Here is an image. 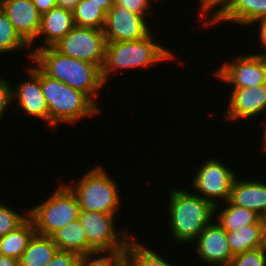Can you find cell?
<instances>
[{"label":"cell","instance_id":"277c9868","mask_svg":"<svg viewBox=\"0 0 266 266\" xmlns=\"http://www.w3.org/2000/svg\"><path fill=\"white\" fill-rule=\"evenodd\" d=\"M41 87L49 109V127L54 133L59 123H78L92 118L100 108L85 93L53 79L41 70Z\"/></svg>","mask_w":266,"mask_h":266},{"label":"cell","instance_id":"7a4b0ae2","mask_svg":"<svg viewBox=\"0 0 266 266\" xmlns=\"http://www.w3.org/2000/svg\"><path fill=\"white\" fill-rule=\"evenodd\" d=\"M169 203L167 202L168 224L172 240L180 244H191L203 231L206 225L215 220V206L199 195L190 193L185 189L173 187L169 190Z\"/></svg>","mask_w":266,"mask_h":266},{"label":"cell","instance_id":"74e56055","mask_svg":"<svg viewBox=\"0 0 266 266\" xmlns=\"http://www.w3.org/2000/svg\"><path fill=\"white\" fill-rule=\"evenodd\" d=\"M57 6L64 9L73 10L79 0H56Z\"/></svg>","mask_w":266,"mask_h":266},{"label":"cell","instance_id":"44dd1931","mask_svg":"<svg viewBox=\"0 0 266 266\" xmlns=\"http://www.w3.org/2000/svg\"><path fill=\"white\" fill-rule=\"evenodd\" d=\"M263 222L244 226L236 231L227 232V239L233 256L245 251L263 247Z\"/></svg>","mask_w":266,"mask_h":266},{"label":"cell","instance_id":"f1b7e54d","mask_svg":"<svg viewBox=\"0 0 266 266\" xmlns=\"http://www.w3.org/2000/svg\"><path fill=\"white\" fill-rule=\"evenodd\" d=\"M229 266H266V250L260 247L237 254Z\"/></svg>","mask_w":266,"mask_h":266},{"label":"cell","instance_id":"6da1fadb","mask_svg":"<svg viewBox=\"0 0 266 266\" xmlns=\"http://www.w3.org/2000/svg\"><path fill=\"white\" fill-rule=\"evenodd\" d=\"M30 61L49 77L85 93L98 106L95 96L104 89L105 83L96 64L64 55L53 46L40 48Z\"/></svg>","mask_w":266,"mask_h":266},{"label":"cell","instance_id":"4fadbf2b","mask_svg":"<svg viewBox=\"0 0 266 266\" xmlns=\"http://www.w3.org/2000/svg\"><path fill=\"white\" fill-rule=\"evenodd\" d=\"M206 225L198 238L194 241L196 254L203 262L209 265L229 266L232 258L231 249L227 239V232L217 221Z\"/></svg>","mask_w":266,"mask_h":266},{"label":"cell","instance_id":"1f68e13d","mask_svg":"<svg viewBox=\"0 0 266 266\" xmlns=\"http://www.w3.org/2000/svg\"><path fill=\"white\" fill-rule=\"evenodd\" d=\"M12 84L6 78H0V119L4 117L5 111L12 108ZM10 106V107H9Z\"/></svg>","mask_w":266,"mask_h":266},{"label":"cell","instance_id":"7c38bea8","mask_svg":"<svg viewBox=\"0 0 266 266\" xmlns=\"http://www.w3.org/2000/svg\"><path fill=\"white\" fill-rule=\"evenodd\" d=\"M33 67H27V80L12 88V102L25 114L41 119L49 126V109L41 87V69L32 61Z\"/></svg>","mask_w":266,"mask_h":266},{"label":"cell","instance_id":"d6986e66","mask_svg":"<svg viewBox=\"0 0 266 266\" xmlns=\"http://www.w3.org/2000/svg\"><path fill=\"white\" fill-rule=\"evenodd\" d=\"M225 203V208H220V202L215 206V218L218 224L226 231H236L244 226L257 223L261 216L247 208L233 204L230 200ZM220 208V210H219ZM219 211V212H218ZM218 213V214H217ZM217 214V216H216Z\"/></svg>","mask_w":266,"mask_h":266},{"label":"cell","instance_id":"b9f144b4","mask_svg":"<svg viewBox=\"0 0 266 266\" xmlns=\"http://www.w3.org/2000/svg\"><path fill=\"white\" fill-rule=\"evenodd\" d=\"M262 56L264 57V59H265V61H266V53H265V54H263Z\"/></svg>","mask_w":266,"mask_h":266},{"label":"cell","instance_id":"d4e9b609","mask_svg":"<svg viewBox=\"0 0 266 266\" xmlns=\"http://www.w3.org/2000/svg\"><path fill=\"white\" fill-rule=\"evenodd\" d=\"M75 26L103 30L106 12L88 0H79L72 10Z\"/></svg>","mask_w":266,"mask_h":266},{"label":"cell","instance_id":"d590c367","mask_svg":"<svg viewBox=\"0 0 266 266\" xmlns=\"http://www.w3.org/2000/svg\"><path fill=\"white\" fill-rule=\"evenodd\" d=\"M0 266H19V260L13 257L0 255Z\"/></svg>","mask_w":266,"mask_h":266},{"label":"cell","instance_id":"f35d334b","mask_svg":"<svg viewBox=\"0 0 266 266\" xmlns=\"http://www.w3.org/2000/svg\"><path fill=\"white\" fill-rule=\"evenodd\" d=\"M266 113V112H265ZM263 150L266 151V121H265V125H264V131H263Z\"/></svg>","mask_w":266,"mask_h":266},{"label":"cell","instance_id":"836d02e7","mask_svg":"<svg viewBox=\"0 0 266 266\" xmlns=\"http://www.w3.org/2000/svg\"><path fill=\"white\" fill-rule=\"evenodd\" d=\"M256 24H258V31H259V44H261V48L263 46L264 51L263 52H259L257 54L263 55L266 53V17H263L261 19H259L258 21L255 22ZM265 47V48H264Z\"/></svg>","mask_w":266,"mask_h":266},{"label":"cell","instance_id":"8992f818","mask_svg":"<svg viewBox=\"0 0 266 266\" xmlns=\"http://www.w3.org/2000/svg\"><path fill=\"white\" fill-rule=\"evenodd\" d=\"M80 207L74 193L62 183L47 199L29 209L36 234L51 237L59 229L79 218Z\"/></svg>","mask_w":266,"mask_h":266},{"label":"cell","instance_id":"f546056e","mask_svg":"<svg viewBox=\"0 0 266 266\" xmlns=\"http://www.w3.org/2000/svg\"><path fill=\"white\" fill-rule=\"evenodd\" d=\"M151 0H114L115 4H118L130 12L135 14L143 15L147 18L151 13L149 9H151L153 5H151Z\"/></svg>","mask_w":266,"mask_h":266},{"label":"cell","instance_id":"3957f363","mask_svg":"<svg viewBox=\"0 0 266 266\" xmlns=\"http://www.w3.org/2000/svg\"><path fill=\"white\" fill-rule=\"evenodd\" d=\"M153 38L155 37L150 33L147 37L135 41L107 42L105 60L101 68L103 82L107 84L111 74H117L123 69L147 68L176 58L175 53Z\"/></svg>","mask_w":266,"mask_h":266},{"label":"cell","instance_id":"e0dca14e","mask_svg":"<svg viewBox=\"0 0 266 266\" xmlns=\"http://www.w3.org/2000/svg\"><path fill=\"white\" fill-rule=\"evenodd\" d=\"M73 13L71 10L62 7L51 8L48 12L41 15V25L37 38L42 37L43 46H34L28 53V58L32 60V55L40 48L53 46L68 32L74 28ZM36 47V48H35Z\"/></svg>","mask_w":266,"mask_h":266},{"label":"cell","instance_id":"ffe728a7","mask_svg":"<svg viewBox=\"0 0 266 266\" xmlns=\"http://www.w3.org/2000/svg\"><path fill=\"white\" fill-rule=\"evenodd\" d=\"M57 251L52 237L35 233L19 259V266H46Z\"/></svg>","mask_w":266,"mask_h":266},{"label":"cell","instance_id":"83f0119b","mask_svg":"<svg viewBox=\"0 0 266 266\" xmlns=\"http://www.w3.org/2000/svg\"><path fill=\"white\" fill-rule=\"evenodd\" d=\"M29 218V210L25 208V212L15 211L10 206L0 203V237L14 231Z\"/></svg>","mask_w":266,"mask_h":266},{"label":"cell","instance_id":"5b68a950","mask_svg":"<svg viewBox=\"0 0 266 266\" xmlns=\"http://www.w3.org/2000/svg\"><path fill=\"white\" fill-rule=\"evenodd\" d=\"M117 185L109 172L97 165L77 182L67 186L76 196L80 211L104 212L116 216L122 200Z\"/></svg>","mask_w":266,"mask_h":266},{"label":"cell","instance_id":"60d3db41","mask_svg":"<svg viewBox=\"0 0 266 266\" xmlns=\"http://www.w3.org/2000/svg\"><path fill=\"white\" fill-rule=\"evenodd\" d=\"M261 221L263 222V224H266V210L261 216Z\"/></svg>","mask_w":266,"mask_h":266},{"label":"cell","instance_id":"cb8c5ba5","mask_svg":"<svg viewBox=\"0 0 266 266\" xmlns=\"http://www.w3.org/2000/svg\"><path fill=\"white\" fill-rule=\"evenodd\" d=\"M126 266H174L157 254L154 249L142 245L133 237L126 248Z\"/></svg>","mask_w":266,"mask_h":266},{"label":"cell","instance_id":"8fae6325","mask_svg":"<svg viewBox=\"0 0 266 266\" xmlns=\"http://www.w3.org/2000/svg\"><path fill=\"white\" fill-rule=\"evenodd\" d=\"M143 15L115 4L106 13L103 32L107 42L135 41L147 37L151 28Z\"/></svg>","mask_w":266,"mask_h":266},{"label":"cell","instance_id":"8d00e7d4","mask_svg":"<svg viewBox=\"0 0 266 266\" xmlns=\"http://www.w3.org/2000/svg\"><path fill=\"white\" fill-rule=\"evenodd\" d=\"M91 3L99 5L106 13L114 5V0H88Z\"/></svg>","mask_w":266,"mask_h":266},{"label":"cell","instance_id":"603a6c76","mask_svg":"<svg viewBox=\"0 0 266 266\" xmlns=\"http://www.w3.org/2000/svg\"><path fill=\"white\" fill-rule=\"evenodd\" d=\"M35 233L33 221L28 218L14 231L0 237V255L13 257L19 260Z\"/></svg>","mask_w":266,"mask_h":266},{"label":"cell","instance_id":"7402d4cb","mask_svg":"<svg viewBox=\"0 0 266 266\" xmlns=\"http://www.w3.org/2000/svg\"><path fill=\"white\" fill-rule=\"evenodd\" d=\"M51 237L58 250L74 252L80 256L87 254V236L79 219L65 225Z\"/></svg>","mask_w":266,"mask_h":266},{"label":"cell","instance_id":"30bf717a","mask_svg":"<svg viewBox=\"0 0 266 266\" xmlns=\"http://www.w3.org/2000/svg\"><path fill=\"white\" fill-rule=\"evenodd\" d=\"M235 59V60H234ZM226 61L220 69L212 73L214 78L233 85V88H246L266 83V61L260 54L252 53Z\"/></svg>","mask_w":266,"mask_h":266},{"label":"cell","instance_id":"9c48e42d","mask_svg":"<svg viewBox=\"0 0 266 266\" xmlns=\"http://www.w3.org/2000/svg\"><path fill=\"white\" fill-rule=\"evenodd\" d=\"M206 160L193 176L192 186L196 195L216 206L219 201L227 202L230 199L232 183L237 174L223 161L215 158Z\"/></svg>","mask_w":266,"mask_h":266},{"label":"cell","instance_id":"ab89813d","mask_svg":"<svg viewBox=\"0 0 266 266\" xmlns=\"http://www.w3.org/2000/svg\"><path fill=\"white\" fill-rule=\"evenodd\" d=\"M263 248L266 250V224L263 226Z\"/></svg>","mask_w":266,"mask_h":266},{"label":"cell","instance_id":"9a60e30c","mask_svg":"<svg viewBox=\"0 0 266 266\" xmlns=\"http://www.w3.org/2000/svg\"><path fill=\"white\" fill-rule=\"evenodd\" d=\"M263 17H266V0H226L203 24L211 27L231 21L250 27Z\"/></svg>","mask_w":266,"mask_h":266},{"label":"cell","instance_id":"d6a6232c","mask_svg":"<svg viewBox=\"0 0 266 266\" xmlns=\"http://www.w3.org/2000/svg\"><path fill=\"white\" fill-rule=\"evenodd\" d=\"M198 1L200 3L199 4L200 6H198L200 7L199 8L200 10L199 15H201L200 18L202 20V17H203V19H205L204 20L205 22L206 17L208 19V17L211 16L215 12L216 8L218 9V5L220 7L226 0H198Z\"/></svg>","mask_w":266,"mask_h":266},{"label":"cell","instance_id":"5bb4252c","mask_svg":"<svg viewBox=\"0 0 266 266\" xmlns=\"http://www.w3.org/2000/svg\"><path fill=\"white\" fill-rule=\"evenodd\" d=\"M228 98L227 110L224 114L227 122L259 116L266 112V83L246 88H233Z\"/></svg>","mask_w":266,"mask_h":266},{"label":"cell","instance_id":"e575fe53","mask_svg":"<svg viewBox=\"0 0 266 266\" xmlns=\"http://www.w3.org/2000/svg\"><path fill=\"white\" fill-rule=\"evenodd\" d=\"M33 2L34 6L41 15L57 6L56 0H33Z\"/></svg>","mask_w":266,"mask_h":266},{"label":"cell","instance_id":"484cf974","mask_svg":"<svg viewBox=\"0 0 266 266\" xmlns=\"http://www.w3.org/2000/svg\"><path fill=\"white\" fill-rule=\"evenodd\" d=\"M30 46L20 37L13 24L0 8V54L21 51Z\"/></svg>","mask_w":266,"mask_h":266},{"label":"cell","instance_id":"2e32d148","mask_svg":"<svg viewBox=\"0 0 266 266\" xmlns=\"http://www.w3.org/2000/svg\"><path fill=\"white\" fill-rule=\"evenodd\" d=\"M0 8L7 15L20 37L34 46L41 25V14L33 0H0Z\"/></svg>","mask_w":266,"mask_h":266},{"label":"cell","instance_id":"ba28073f","mask_svg":"<svg viewBox=\"0 0 266 266\" xmlns=\"http://www.w3.org/2000/svg\"><path fill=\"white\" fill-rule=\"evenodd\" d=\"M106 44L103 30L74 26L53 47L64 55L96 64L101 69L105 60Z\"/></svg>","mask_w":266,"mask_h":266},{"label":"cell","instance_id":"4316f807","mask_svg":"<svg viewBox=\"0 0 266 266\" xmlns=\"http://www.w3.org/2000/svg\"><path fill=\"white\" fill-rule=\"evenodd\" d=\"M78 266H126V250L87 253L80 256Z\"/></svg>","mask_w":266,"mask_h":266},{"label":"cell","instance_id":"ac0fdd59","mask_svg":"<svg viewBox=\"0 0 266 266\" xmlns=\"http://www.w3.org/2000/svg\"><path fill=\"white\" fill-rule=\"evenodd\" d=\"M237 179L236 176L232 183L229 200L262 216L266 210V183L260 179Z\"/></svg>","mask_w":266,"mask_h":266},{"label":"cell","instance_id":"52a82bcc","mask_svg":"<svg viewBox=\"0 0 266 266\" xmlns=\"http://www.w3.org/2000/svg\"><path fill=\"white\" fill-rule=\"evenodd\" d=\"M79 221L87 236V253L94 251L126 250L132 234L125 231H116V216L114 214L80 211ZM119 231V233H118Z\"/></svg>","mask_w":266,"mask_h":266},{"label":"cell","instance_id":"4dcf8cb0","mask_svg":"<svg viewBox=\"0 0 266 266\" xmlns=\"http://www.w3.org/2000/svg\"><path fill=\"white\" fill-rule=\"evenodd\" d=\"M79 259L77 253L58 250L46 266H78Z\"/></svg>","mask_w":266,"mask_h":266}]
</instances>
